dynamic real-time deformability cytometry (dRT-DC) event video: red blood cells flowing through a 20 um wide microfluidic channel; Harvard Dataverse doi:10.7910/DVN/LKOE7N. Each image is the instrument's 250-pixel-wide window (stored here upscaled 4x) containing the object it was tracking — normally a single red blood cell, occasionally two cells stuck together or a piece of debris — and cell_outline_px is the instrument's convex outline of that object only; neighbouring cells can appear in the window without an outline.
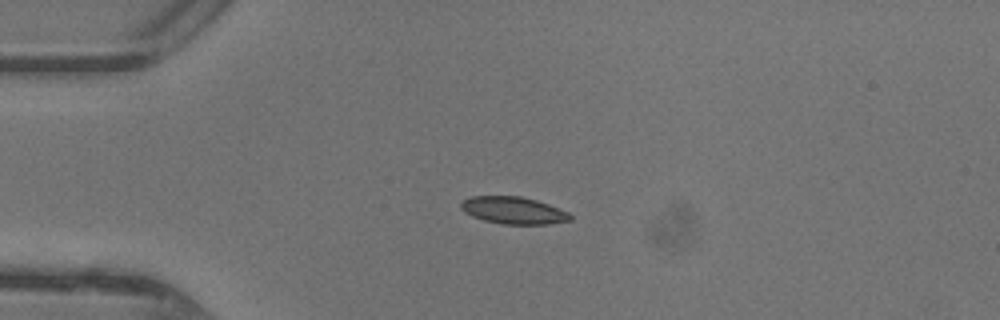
{"species": "common noctule bat (a hibernating species)", "species_latin": "Nyctalus noctula", "temperature_condition": "warm", "stored_images_in_passage": 36, "camera_frame_rate_fps": 3000, "um_per_image_px": 0.085, "animal": {"sex": "female"}, "frame": {"image": 1, "passage_image": 1, "time_ms": 0.0, "image_size_px": [1000, 320], "cell_outline_px": [[572, 220], [548, 224], [504, 224], [484, 220], [472, 216], [464, 212], [460, 208], [460, 204], [464, 200], [472, 196], [520, 196], [536, 200], [548, 204], [568, 212], [572, 216]], "centroid_in_image_um": [43.64, 17.88], "position_along_channel_um": 41.4, "area_um2": 17.22}}
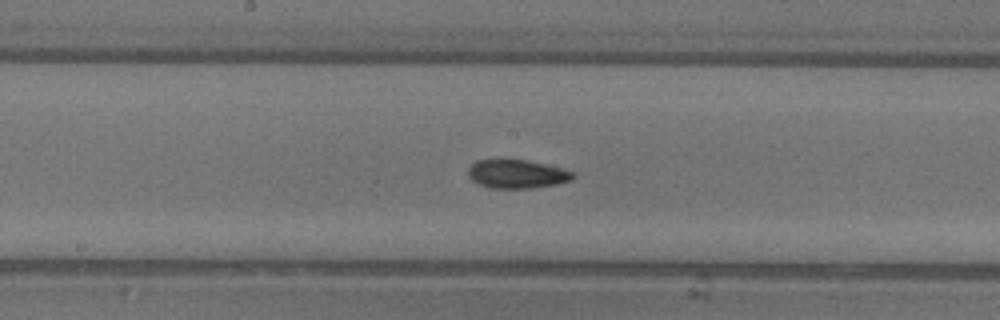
{"frame": {"image": 2, "passage_image": 14, "time_ms": 4.333, "image_size_px": [1000, 320], "cell_outline_px": [[576, 176], [572, 180], [556, 184], [532, 188], [492, 188], [480, 184], [472, 180], [468, 176], [468, 168], [476, 160], [524, 160], [564, 168], [572, 172]], "centroid_in_image_um": [43.95, 14.79], "position_along_channel_um": 204.2, "area_um2": 17.34}}
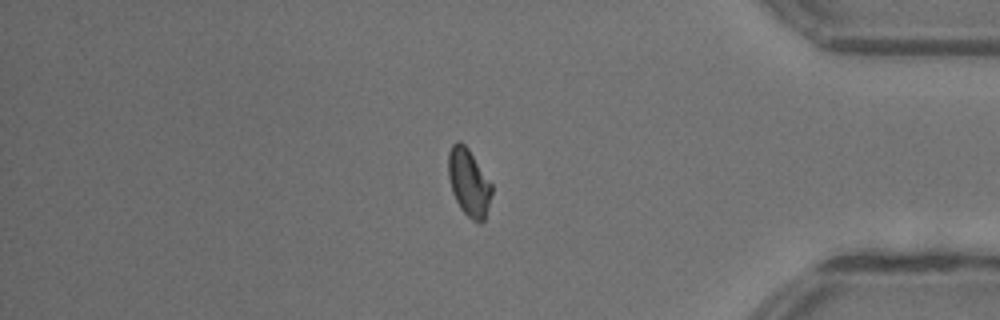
{"frame": {"image": 3, "passage_image": 29, "time_ms": 9.333, "image_size_px": [1000, 320], "cell_outline_px": [[492, 192], [484, 220], [480, 224], [472, 220], [460, 208], [452, 192], [448, 176], [448, 152], [452, 144], [456, 140], [460, 140], [468, 148], [492, 184]], "centroid_in_image_um": [39.83, 15.49], "position_along_channel_um": 395.4, "area_um2": 17.05}, "authors_computed_cell_mechanics": {"area_um2": 17.051, "velocity_mm_per_s": 4.4182, "shape_relaxation_time_tau1_ms": 9.6163, "shape_relaxation_time_tau2_ms": 2.7388, "deformation_change_tau1": 0.1982, "deformation_change_tau2": 0.0629}}